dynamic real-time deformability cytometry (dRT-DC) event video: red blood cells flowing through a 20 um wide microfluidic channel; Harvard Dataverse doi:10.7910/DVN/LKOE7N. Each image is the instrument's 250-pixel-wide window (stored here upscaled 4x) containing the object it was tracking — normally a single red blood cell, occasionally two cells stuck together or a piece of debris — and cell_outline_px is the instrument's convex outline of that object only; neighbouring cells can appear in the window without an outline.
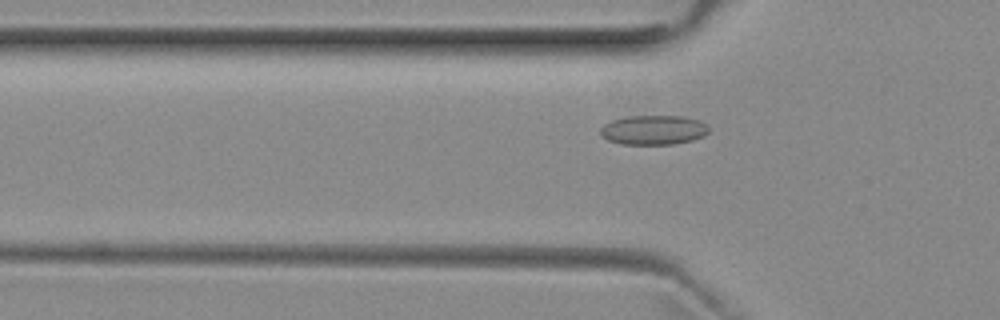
{"species": "common noctule bat (a hibernating species)", "species_latin": "Nyctalus noctula", "temperature_condition": "room temperature", "stored_images_in_passage": 53, "camera_frame_rate_fps": 3000, "um_per_image_px": 0.085, "animal": {"sex": "female", "body_mass_g": 29.2, "forearm_length_mm": 56.3}, "frame": {"image": 1, "passage_image": 17, "time_ms": 5.333, "image_size_px": [1000, 320], "cell_outline_px": [[708, 132], [704, 136], [692, 140], [672, 144], [620, 144], [608, 140], [600, 136], [600, 128], [604, 124], [612, 120], [628, 116], [684, 116], [700, 120], [708, 128]], "centroid_in_image_um": [55.52, 11.04], "position_along_channel_um": 70.3, "area_um2": 18.67}}
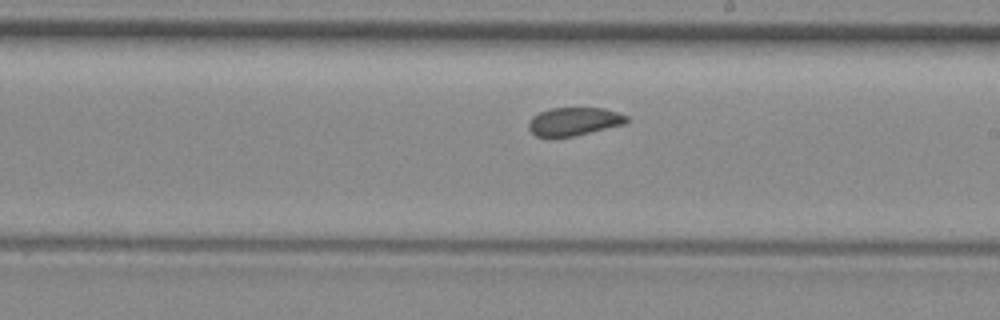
{"frame": {"image": 2, "passage_image": 30, "time_ms": 9.667, "image_size_px": [1000, 320], "cell_outline_px": [[628, 120], [624, 124], [572, 136], [552, 140], [548, 140], [536, 136], [528, 128], [528, 124], [532, 116], [548, 108], [604, 108], [628, 116]], "centroid_in_image_um": [48.71, 10.35], "position_along_channel_um": 240.3, "area_um2": 16.42}}
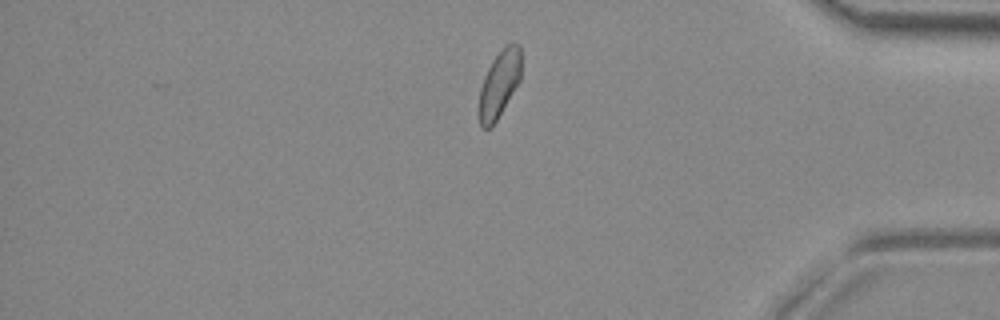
{"frame": {"image": 3, "passage_image": 44, "time_ms": 14.333, "image_size_px": [1000, 320], "cell_outline_px": [[520, 80], [496, 120], [488, 128], [480, 128], [480, 88], [484, 76], [492, 60], [504, 44], [520, 44]], "centroid_in_image_um": [42.44, 7.09], "position_along_channel_um": 392.8, "area_um2": 16.01}, "authors_computed_cell_mechanics": {"area_um2": 17.4556, "velocity_mm_per_s": 3.9172, "shape_relaxation_time_tau1_ms": 7.8192, "shape_relaxation_time_tau2_ms": 1.7523, "deformation_change_tau1": 0.0739, "deformation_change_tau2": 0.0762}}